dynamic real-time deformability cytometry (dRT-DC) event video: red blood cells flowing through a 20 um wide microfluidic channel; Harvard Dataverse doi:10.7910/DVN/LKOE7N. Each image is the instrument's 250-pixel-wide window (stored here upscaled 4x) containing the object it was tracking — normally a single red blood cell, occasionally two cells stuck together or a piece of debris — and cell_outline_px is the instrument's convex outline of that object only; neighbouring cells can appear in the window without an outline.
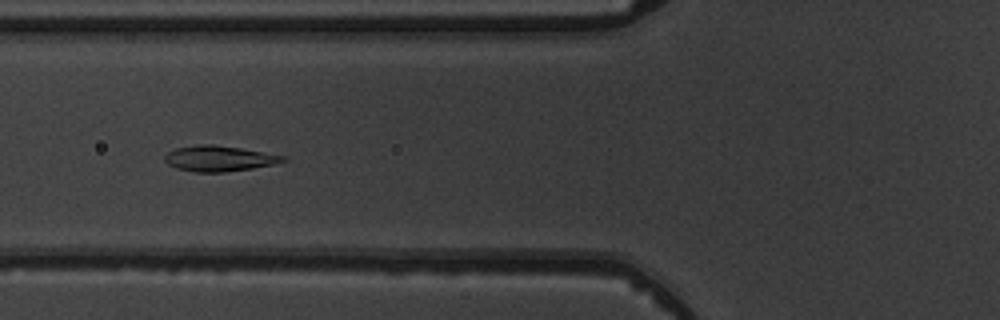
{"species": "common noctule bat (a hibernating species)", "species_latin": "Nyctalus noctula", "temperature_condition": "warm", "stored_images_in_passage": 8, "camera_frame_rate_fps": 3000, "um_per_image_px": 0.085, "animal": {"sex": "male", "body_mass_g": 19.5, "forearm_length_mm": 54.6}, "frame": {"image": 1, "passage_image": 6, "time_ms": 5.667, "image_size_px": [1000, 320], "cell_outline_px": [[288, 160], [272, 164], [252, 168], [224, 172], [196, 172], [176, 168], [168, 164], [164, 160], [164, 156], [168, 152], [176, 148], [200, 144], [212, 144], [240, 148], [288, 156]], "centroid_in_image_um": [18.63, 13.47], "position_along_channel_um": 107.2, "area_um2": 17.57}}
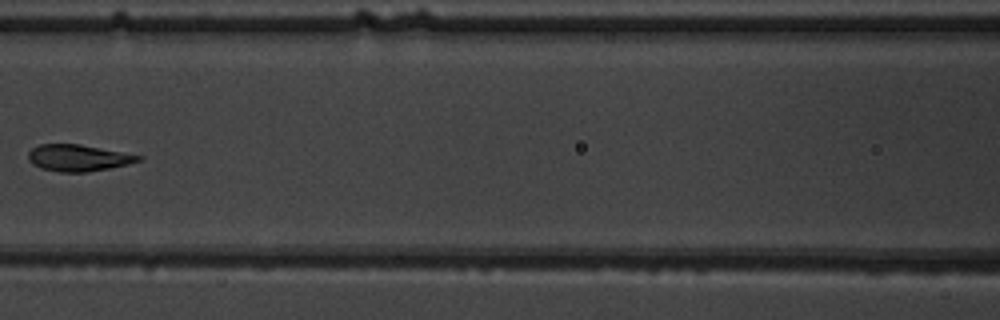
{"frame": {"image": 2, "passage_image": 7, "time_ms": 7.0, "image_size_px": [1000, 320], "cell_outline_px": [[144, 156], [140, 160], [128, 164], [88, 172], [60, 172], [40, 168], [32, 164], [28, 160], [28, 152], [32, 148], [40, 144], [80, 144]], "centroid_in_image_um": [6.62, 13.42], "position_along_channel_um": 160.0, "area_um2": 17.05}}
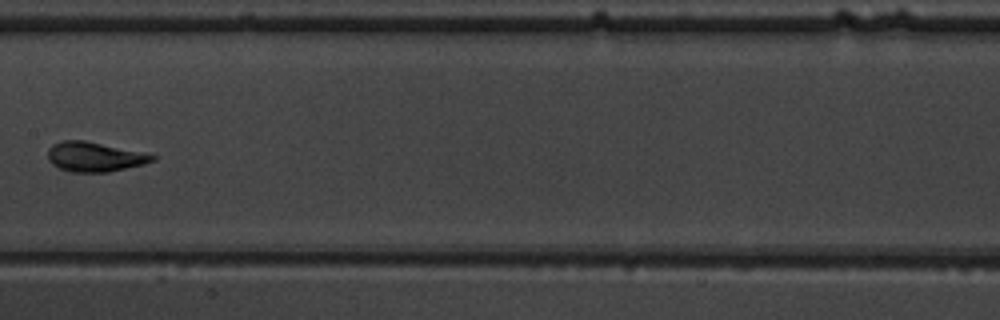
{"frame": {"image": 3, "passage_image": 8, "time_ms": 8.0, "image_size_px": [1000, 320], "cell_outline_px": [[156, 160], [144, 164], [108, 172], [72, 172], [60, 168], [52, 164], [48, 160], [48, 148], [52, 144], [64, 140], [84, 140], [144, 152], [156, 156]], "centroid_in_image_um": [8.04, 13.32], "position_along_channel_um": 199.4, "area_um2": 18.09}}